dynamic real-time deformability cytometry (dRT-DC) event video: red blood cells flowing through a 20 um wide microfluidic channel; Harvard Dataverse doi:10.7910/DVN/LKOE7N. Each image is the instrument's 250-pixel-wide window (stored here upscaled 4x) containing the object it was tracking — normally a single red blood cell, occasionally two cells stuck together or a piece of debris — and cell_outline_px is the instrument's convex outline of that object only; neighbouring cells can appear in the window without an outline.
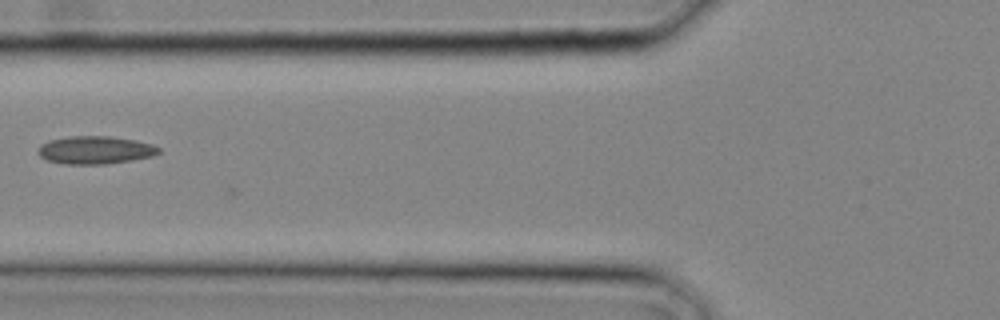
{"species": "common noctule bat (a hibernating species)", "species_latin": "Nyctalus noctula", "temperature_condition": "cold", "stored_images_in_passage": 4, "camera_frame_rate_fps": 3000, "um_per_image_px": 0.085, "animal": {"sex": "male", "body_mass_g": 20.4}, "frame": {"image": 1, "passage_image": 3, "time_ms": 0.667, "image_size_px": [1000, 320], "cell_outline_px": [[160, 152], [152, 156], [132, 160], [104, 164], [64, 164], [48, 160], [40, 156], [36, 152], [40, 144], [48, 140], [72, 136], [108, 136], [136, 140], [152, 144], [160, 148]], "centroid_in_image_um": [8.07, 12.75], "position_along_channel_um": 117.7, "area_um2": 19.65}}